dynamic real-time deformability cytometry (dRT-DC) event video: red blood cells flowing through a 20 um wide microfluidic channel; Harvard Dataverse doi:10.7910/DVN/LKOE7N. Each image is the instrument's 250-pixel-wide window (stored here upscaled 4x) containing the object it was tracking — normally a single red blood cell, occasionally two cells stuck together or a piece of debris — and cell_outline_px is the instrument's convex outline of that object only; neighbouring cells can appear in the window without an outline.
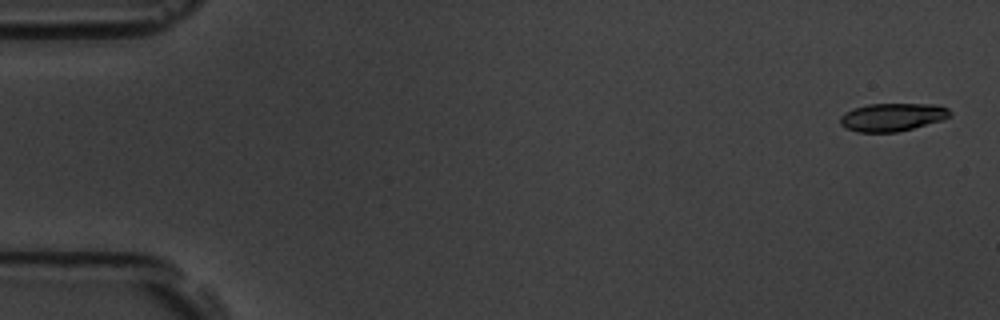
{"species": "common noctule bat (a hibernating species)", "species_latin": "Nyctalus noctula", "temperature_condition": "room temperature", "stored_images_in_passage": 8, "camera_frame_rate_fps": 3000, "um_per_image_px": 0.085, "animal": {"sex": "male", "body_mass_g": 19.5, "forearm_length_mm": 54.6}, "frame": {"image": 1, "passage_image": 1, "time_ms": 0.0, "image_size_px": [1000, 320], "cell_outline_px": [[952, 116], [944, 120], [896, 132], [856, 132], [844, 128], [840, 124], [840, 116], [844, 112], [852, 108], [868, 104], [940, 104], [948, 108], [952, 112]], "centroid_in_image_um": [75.86, 9.95], "position_along_channel_um": 9.1, "area_um2": 18.26}}
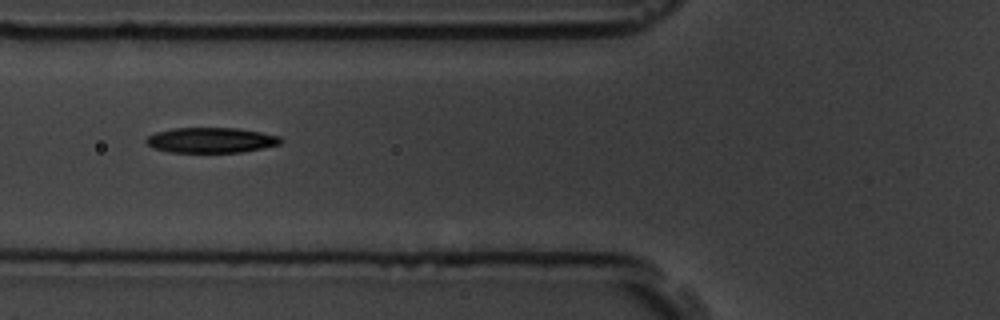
{"frame": {"image": 2, "passage_image": 6, "time_ms": 6.667, "image_size_px": [1000, 320], "cell_outline_px": [[284, 140], [280, 144], [240, 152], [168, 152], [156, 148], [148, 144], [144, 140], [148, 136], [156, 132], [172, 128], [236, 128], [260, 132], [280, 136]], "centroid_in_image_um": [17.94, 11.91], "position_along_channel_um": 107.9, "area_um2": 19.65}}
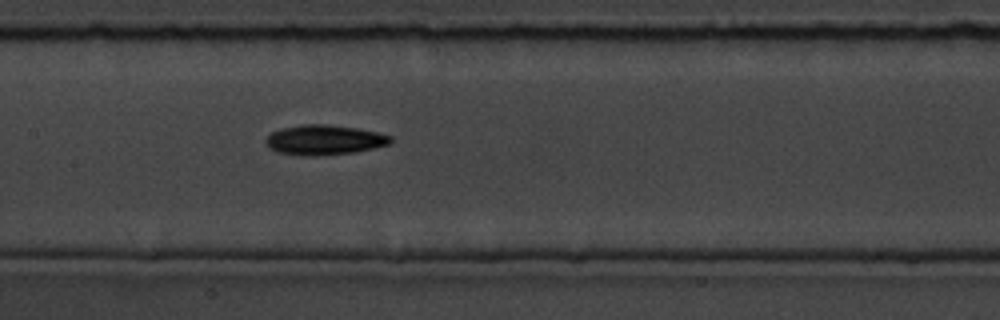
{"frame": {"image": 3, "passage_image": 8, "time_ms": 8.667, "image_size_px": [1000, 320], "cell_outline_px": [[392, 144], [356, 152], [304, 156], [300, 156], [276, 152], [268, 148], [264, 140], [272, 132], [280, 128], [304, 124], [324, 124], [356, 128], [376, 132], [392, 136]], "centroid_in_image_um": [27.54, 11.89], "position_along_channel_um": 179.9, "area_um2": 21.85}}